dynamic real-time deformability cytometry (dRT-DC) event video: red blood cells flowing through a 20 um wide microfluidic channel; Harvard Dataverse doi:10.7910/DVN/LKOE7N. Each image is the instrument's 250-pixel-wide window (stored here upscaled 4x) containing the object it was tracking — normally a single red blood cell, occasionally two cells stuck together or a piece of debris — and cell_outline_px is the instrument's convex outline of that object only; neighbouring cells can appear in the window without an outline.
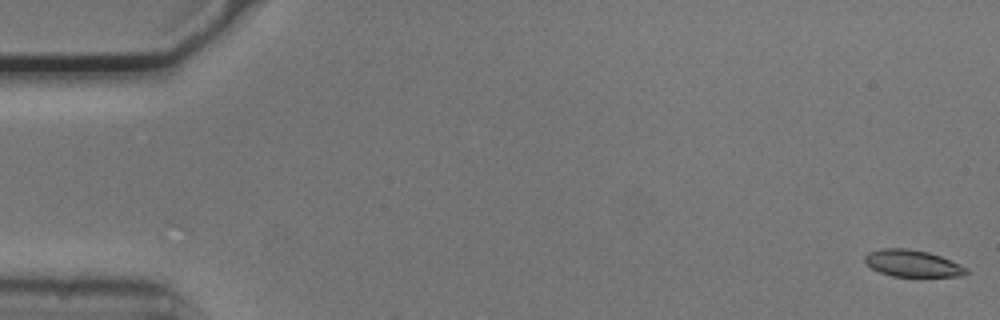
{"species": "common noctule bat (a hibernating species)", "species_latin": "Nyctalus noctula", "temperature_condition": "cold", "stored_images_in_passage": 3, "camera_frame_rate_fps": 3000, "um_per_image_px": 0.085, "animal": {"sex": "male", "body_mass_g": 20.5, "forearm_length_mm": 52.5}, "frame": {"image": 1, "passage_image": 1, "time_ms": 0.0, "image_size_px": [1000, 320], "cell_outline_px": [[968, 272], [964, 276], [892, 276], [880, 272], [872, 268], [864, 260], [864, 256], [868, 252], [880, 248], [908, 248], [928, 252], [940, 256], [968, 268]], "centroid_in_image_um": [77.55, 22.38], "position_along_channel_um": 7.5, "area_um2": 15.78}}